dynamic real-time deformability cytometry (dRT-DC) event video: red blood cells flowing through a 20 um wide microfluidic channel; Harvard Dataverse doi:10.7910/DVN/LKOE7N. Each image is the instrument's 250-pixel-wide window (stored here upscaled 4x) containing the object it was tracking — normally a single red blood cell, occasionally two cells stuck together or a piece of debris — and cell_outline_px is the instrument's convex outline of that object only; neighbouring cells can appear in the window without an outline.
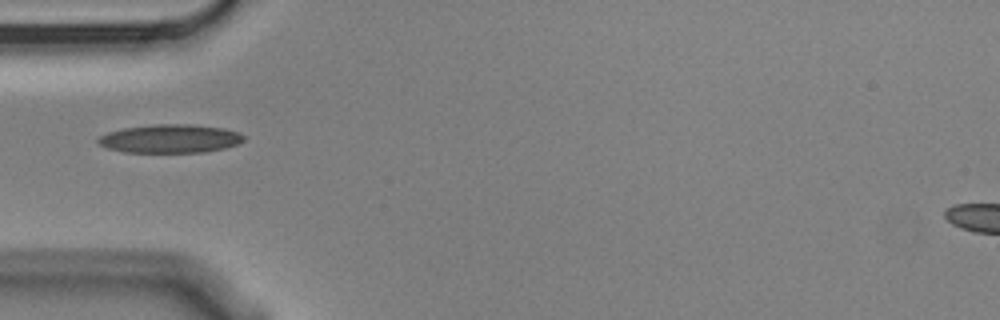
{"species": "Egyptian fruit bat (a non-hibernating species)", "species_latin": "Rousettus aegyptiacus", "temperature_condition": "cold", "stored_images_in_passage": 1, "camera_frame_rate_fps": 3000, "um_per_image_px": 0.085, "animal": {"sex": "male"}, "frame": {"image": 1, "passage_image": 1, "time_ms": 0.0, "image_size_px": [1000, 320], "cell_outline_px": [[244, 140], [236, 144], [224, 148], [204, 152], [124, 152], [108, 148], [100, 144], [96, 140], [100, 136], [108, 132], [124, 128], [152, 124], [192, 124], [224, 128], [240, 132], [244, 136]], "centroid_in_image_um": [14.47, 11.78], "position_along_channel_um": 70.5, "area_um2": 24.16}}